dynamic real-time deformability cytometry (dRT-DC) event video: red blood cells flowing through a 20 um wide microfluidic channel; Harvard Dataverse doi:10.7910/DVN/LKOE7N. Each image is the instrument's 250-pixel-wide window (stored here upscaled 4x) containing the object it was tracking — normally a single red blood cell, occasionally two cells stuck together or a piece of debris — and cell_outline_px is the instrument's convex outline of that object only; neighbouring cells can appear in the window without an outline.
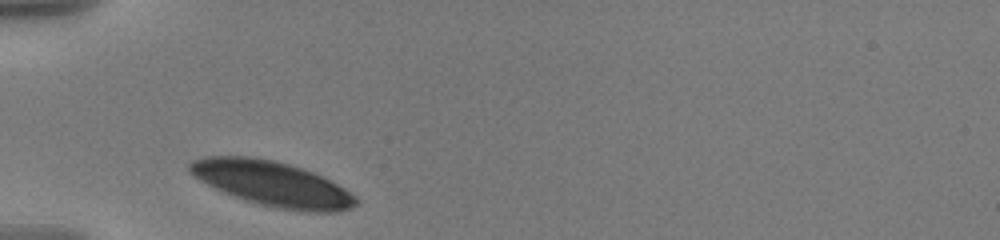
{"species": "human", "species_latin": "Homo sapiens", "temperature_condition": "warm", "stored_images_in_passage": 31, "camera_frame_rate_fps": 3000, "um_per_image_px": 0.085, "donor": {"sex": "male"}, "frame": {"image": 1, "passage_image": 1, "time_ms": 0.0, "image_size_px": [1000, 240], "cell_outline_px": [[360, 200], [352, 208], [336, 212], [308, 212], [276, 208], [244, 200], [224, 192], [200, 180], [188, 172], [188, 164], [192, 160], [204, 156], [252, 156], [272, 160], [288, 164], [312, 172], [344, 188], [356, 196]], "centroid_in_image_um": [23.13, 15.62], "position_along_channel_um": 61.9, "area_um2": 43.35}}
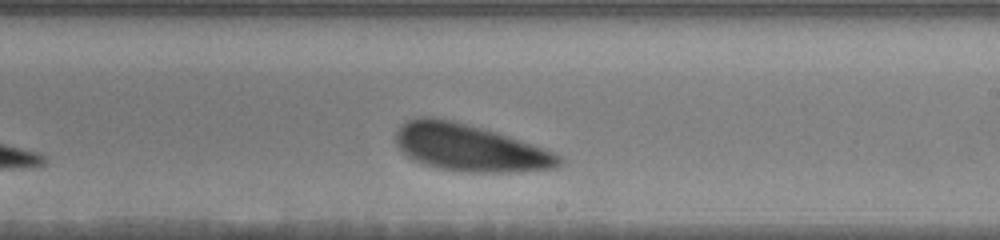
{"frame": {"image": 2, "passage_image": 18, "time_ms": 5.667, "image_size_px": [1000, 240], "cell_outline_px": [[564, 160], [556, 168], [512, 172], [464, 172], [436, 168], [412, 160], [396, 144], [396, 132], [400, 124], [408, 120], [420, 116], [432, 116], [452, 120], [496, 132], [508, 136], [552, 152], [560, 156]], "centroid_in_image_um": [39.87, 12.56], "position_along_channel_um": 249.1, "area_um2": 44.56}}
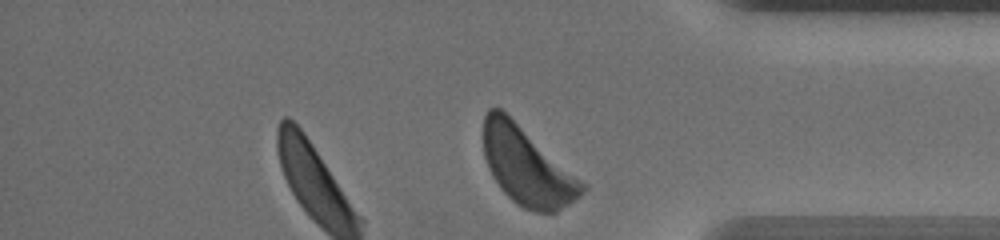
{"frame": {"image": 3, "passage_image": 31, "time_ms": 10.0, "image_size_px": [1000, 240], "cell_outline_px": [[588, 188], [580, 196], [556, 212], [536, 212], [524, 208], [516, 204], [500, 188], [492, 176], [488, 168], [484, 156], [484, 116], [488, 108], [500, 108], [588, 184]], "centroid_in_image_um": [44.82, 14.16], "position_along_channel_um": 390.4, "area_um2": 44.62}, "authors_computed_cell_mechanics": {"area_um2": 44.3904, "velocity_mm_per_s": 3.4561, "shape_relaxation_time_tau1_ms": 1.215, "shape_relaxation_time_tau2_ms": null, "deformation_change_tau1": 0.0851, "deformation_change_tau2": null}}